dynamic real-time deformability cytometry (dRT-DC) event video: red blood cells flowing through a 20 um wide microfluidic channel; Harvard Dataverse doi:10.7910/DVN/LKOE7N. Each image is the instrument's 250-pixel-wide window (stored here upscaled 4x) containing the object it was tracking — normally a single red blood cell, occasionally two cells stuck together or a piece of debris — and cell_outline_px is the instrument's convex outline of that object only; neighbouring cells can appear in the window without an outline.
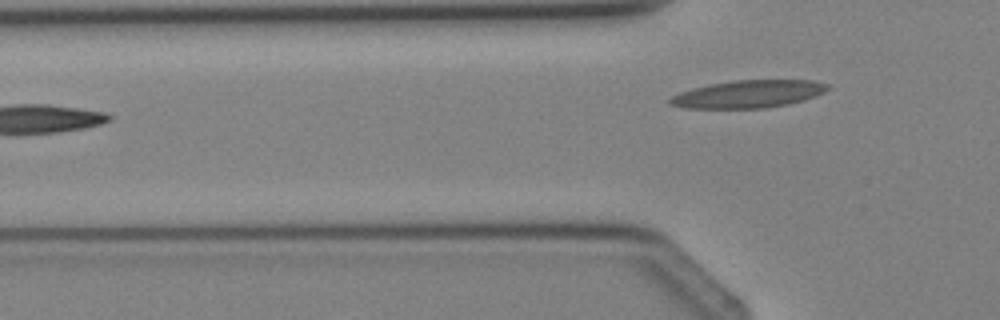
{"species": "Egyptian fruit bat (a non-hibernating species)", "species_latin": "Rousettus aegyptiacus", "temperature_condition": "cold", "stored_images_in_passage": 5, "camera_frame_rate_fps": 3000, "um_per_image_px": 0.085, "animal": {"sex": "female"}, "frame": {"image": 1, "passage_image": 5, "time_ms": 4.667, "image_size_px": [1000, 320], "cell_outline_px": [[828, 88], [824, 92], [816, 96], [804, 100], [788, 104], [764, 108], [684, 108], [668, 104], [668, 100], [672, 96], [680, 92], [692, 88], [732, 80], [812, 80], [828, 84]], "centroid_in_image_um": [63.59, 7.99], "position_along_channel_um": 62.2, "area_um2": 25.32}}